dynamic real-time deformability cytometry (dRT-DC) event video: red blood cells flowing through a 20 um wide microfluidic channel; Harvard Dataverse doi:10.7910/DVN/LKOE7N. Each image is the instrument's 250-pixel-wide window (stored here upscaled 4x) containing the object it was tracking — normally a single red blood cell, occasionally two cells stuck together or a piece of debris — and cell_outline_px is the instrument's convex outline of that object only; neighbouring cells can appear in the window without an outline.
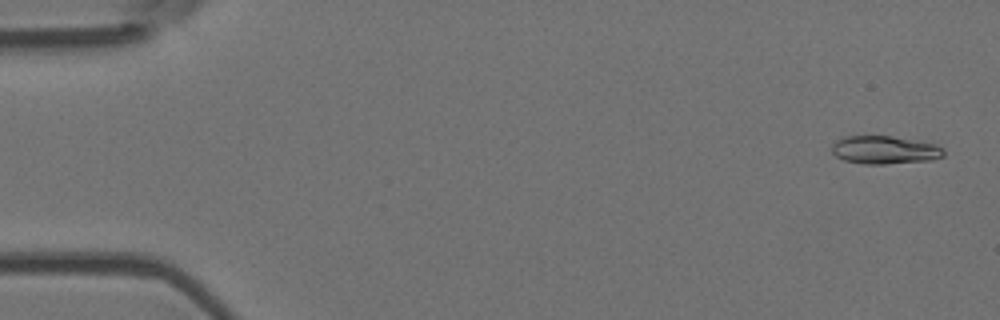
{"species": "Egyptian fruit bat (a non-hibernating species)", "species_latin": "Rousettus aegyptiacus", "temperature_condition": "room temperature", "stored_images_in_passage": 5, "camera_frame_rate_fps": 3000, "um_per_image_px": 0.085, "animal": {"sex": "female"}, "frame": {"image": 1, "passage_image": 1, "time_ms": 0.0, "image_size_px": [1000, 320], "cell_outline_px": [[944, 156], [932, 160], [884, 164], [864, 164], [844, 160], [836, 156], [832, 152], [832, 144], [836, 140], [844, 136], [892, 136], [936, 144], [944, 148]], "centroid_in_image_um": [75.2, 12.74], "position_along_channel_um": 9.8, "area_um2": 18.38}}
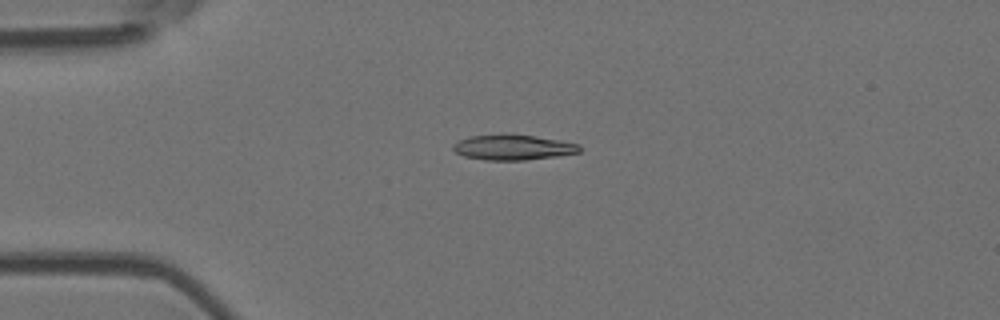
{"frame": {"image": 2, "passage_image": 4, "time_ms": 1.0, "image_size_px": [1000, 320], "cell_outline_px": [[580, 152], [560, 156], [524, 160], [484, 160], [464, 156], [456, 152], [452, 148], [452, 144], [460, 140], [472, 136], [500, 132], [512, 132], [560, 140], [580, 144]], "centroid_in_image_um": [43.61, 12.49], "position_along_channel_um": 41.4, "area_um2": 19.25}}